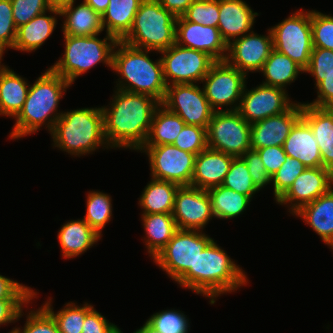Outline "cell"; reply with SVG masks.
Masks as SVG:
<instances>
[{"label": "cell", "mask_w": 333, "mask_h": 333, "mask_svg": "<svg viewBox=\"0 0 333 333\" xmlns=\"http://www.w3.org/2000/svg\"><path fill=\"white\" fill-rule=\"evenodd\" d=\"M133 333H160V332L156 330L152 325H150L147 321H145L143 326L134 331Z\"/></svg>", "instance_id": "obj_56"}, {"label": "cell", "mask_w": 333, "mask_h": 333, "mask_svg": "<svg viewBox=\"0 0 333 333\" xmlns=\"http://www.w3.org/2000/svg\"><path fill=\"white\" fill-rule=\"evenodd\" d=\"M288 157L302 162L307 168L322 167L321 152L310 126L300 118L283 143Z\"/></svg>", "instance_id": "obj_25"}, {"label": "cell", "mask_w": 333, "mask_h": 333, "mask_svg": "<svg viewBox=\"0 0 333 333\" xmlns=\"http://www.w3.org/2000/svg\"><path fill=\"white\" fill-rule=\"evenodd\" d=\"M333 187V173L324 167L306 168L276 201L287 205L292 215Z\"/></svg>", "instance_id": "obj_18"}, {"label": "cell", "mask_w": 333, "mask_h": 333, "mask_svg": "<svg viewBox=\"0 0 333 333\" xmlns=\"http://www.w3.org/2000/svg\"><path fill=\"white\" fill-rule=\"evenodd\" d=\"M234 158L207 147L196 155L191 186L208 190L222 185Z\"/></svg>", "instance_id": "obj_22"}, {"label": "cell", "mask_w": 333, "mask_h": 333, "mask_svg": "<svg viewBox=\"0 0 333 333\" xmlns=\"http://www.w3.org/2000/svg\"><path fill=\"white\" fill-rule=\"evenodd\" d=\"M309 74H327L333 72V51L313 47L308 67L304 70Z\"/></svg>", "instance_id": "obj_50"}, {"label": "cell", "mask_w": 333, "mask_h": 333, "mask_svg": "<svg viewBox=\"0 0 333 333\" xmlns=\"http://www.w3.org/2000/svg\"><path fill=\"white\" fill-rule=\"evenodd\" d=\"M148 157L151 177L191 186L196 154L172 145L143 146L140 150Z\"/></svg>", "instance_id": "obj_13"}, {"label": "cell", "mask_w": 333, "mask_h": 333, "mask_svg": "<svg viewBox=\"0 0 333 333\" xmlns=\"http://www.w3.org/2000/svg\"><path fill=\"white\" fill-rule=\"evenodd\" d=\"M83 220L101 237L102 229L112 219V198L101 191H89Z\"/></svg>", "instance_id": "obj_37"}, {"label": "cell", "mask_w": 333, "mask_h": 333, "mask_svg": "<svg viewBox=\"0 0 333 333\" xmlns=\"http://www.w3.org/2000/svg\"><path fill=\"white\" fill-rule=\"evenodd\" d=\"M307 167L297 159L288 157L279 170L271 177L274 200L277 201Z\"/></svg>", "instance_id": "obj_40"}, {"label": "cell", "mask_w": 333, "mask_h": 333, "mask_svg": "<svg viewBox=\"0 0 333 333\" xmlns=\"http://www.w3.org/2000/svg\"><path fill=\"white\" fill-rule=\"evenodd\" d=\"M259 13L243 0H219L218 29L229 45L233 40L253 31L255 18Z\"/></svg>", "instance_id": "obj_21"}, {"label": "cell", "mask_w": 333, "mask_h": 333, "mask_svg": "<svg viewBox=\"0 0 333 333\" xmlns=\"http://www.w3.org/2000/svg\"><path fill=\"white\" fill-rule=\"evenodd\" d=\"M295 103L283 88L259 84L248 90L245 85L237 111L252 124L282 114Z\"/></svg>", "instance_id": "obj_15"}, {"label": "cell", "mask_w": 333, "mask_h": 333, "mask_svg": "<svg viewBox=\"0 0 333 333\" xmlns=\"http://www.w3.org/2000/svg\"><path fill=\"white\" fill-rule=\"evenodd\" d=\"M185 125L180 116L160 104L154 112L144 146L172 145Z\"/></svg>", "instance_id": "obj_34"}, {"label": "cell", "mask_w": 333, "mask_h": 333, "mask_svg": "<svg viewBox=\"0 0 333 333\" xmlns=\"http://www.w3.org/2000/svg\"><path fill=\"white\" fill-rule=\"evenodd\" d=\"M264 163L267 173L272 177L286 161L287 155L282 146L256 149Z\"/></svg>", "instance_id": "obj_52"}, {"label": "cell", "mask_w": 333, "mask_h": 333, "mask_svg": "<svg viewBox=\"0 0 333 333\" xmlns=\"http://www.w3.org/2000/svg\"><path fill=\"white\" fill-rule=\"evenodd\" d=\"M57 17H60V12L58 6L54 5L48 11L35 16L27 24L18 27L13 49L29 53L40 48L52 35L57 25Z\"/></svg>", "instance_id": "obj_26"}, {"label": "cell", "mask_w": 333, "mask_h": 333, "mask_svg": "<svg viewBox=\"0 0 333 333\" xmlns=\"http://www.w3.org/2000/svg\"><path fill=\"white\" fill-rule=\"evenodd\" d=\"M177 17L156 0H144L133 21L129 33L122 42L139 49L156 53L176 43Z\"/></svg>", "instance_id": "obj_7"}, {"label": "cell", "mask_w": 333, "mask_h": 333, "mask_svg": "<svg viewBox=\"0 0 333 333\" xmlns=\"http://www.w3.org/2000/svg\"><path fill=\"white\" fill-rule=\"evenodd\" d=\"M76 304L77 303L74 302H68L63 306L64 308L54 312L52 298L49 297L42 306L55 319L60 333H82L85 316L94 306L88 302H84L82 306Z\"/></svg>", "instance_id": "obj_36"}, {"label": "cell", "mask_w": 333, "mask_h": 333, "mask_svg": "<svg viewBox=\"0 0 333 333\" xmlns=\"http://www.w3.org/2000/svg\"><path fill=\"white\" fill-rule=\"evenodd\" d=\"M273 48L305 70L312 53L311 10H296L288 18L270 28Z\"/></svg>", "instance_id": "obj_9"}, {"label": "cell", "mask_w": 333, "mask_h": 333, "mask_svg": "<svg viewBox=\"0 0 333 333\" xmlns=\"http://www.w3.org/2000/svg\"><path fill=\"white\" fill-rule=\"evenodd\" d=\"M311 29L313 47L333 51V16L311 10Z\"/></svg>", "instance_id": "obj_42"}, {"label": "cell", "mask_w": 333, "mask_h": 333, "mask_svg": "<svg viewBox=\"0 0 333 333\" xmlns=\"http://www.w3.org/2000/svg\"><path fill=\"white\" fill-rule=\"evenodd\" d=\"M11 5L17 28L54 6L50 0H11Z\"/></svg>", "instance_id": "obj_45"}, {"label": "cell", "mask_w": 333, "mask_h": 333, "mask_svg": "<svg viewBox=\"0 0 333 333\" xmlns=\"http://www.w3.org/2000/svg\"><path fill=\"white\" fill-rule=\"evenodd\" d=\"M30 310L26 315L24 327H14L15 333H60L52 315L43 307Z\"/></svg>", "instance_id": "obj_43"}, {"label": "cell", "mask_w": 333, "mask_h": 333, "mask_svg": "<svg viewBox=\"0 0 333 333\" xmlns=\"http://www.w3.org/2000/svg\"><path fill=\"white\" fill-rule=\"evenodd\" d=\"M50 134L53 147L73 157L93 154L101 146L103 149L110 148L104 134L101 107L63 111Z\"/></svg>", "instance_id": "obj_5"}, {"label": "cell", "mask_w": 333, "mask_h": 333, "mask_svg": "<svg viewBox=\"0 0 333 333\" xmlns=\"http://www.w3.org/2000/svg\"><path fill=\"white\" fill-rule=\"evenodd\" d=\"M222 186L227 187L235 192L244 194L251 199L259 192L253 184L247 164L241 157L234 158L229 172L226 174Z\"/></svg>", "instance_id": "obj_38"}, {"label": "cell", "mask_w": 333, "mask_h": 333, "mask_svg": "<svg viewBox=\"0 0 333 333\" xmlns=\"http://www.w3.org/2000/svg\"><path fill=\"white\" fill-rule=\"evenodd\" d=\"M313 76L317 98L307 104L319 108H333V72L327 74H309Z\"/></svg>", "instance_id": "obj_47"}, {"label": "cell", "mask_w": 333, "mask_h": 333, "mask_svg": "<svg viewBox=\"0 0 333 333\" xmlns=\"http://www.w3.org/2000/svg\"><path fill=\"white\" fill-rule=\"evenodd\" d=\"M301 118L317 140L322 167L333 173V108H319L303 102Z\"/></svg>", "instance_id": "obj_23"}, {"label": "cell", "mask_w": 333, "mask_h": 333, "mask_svg": "<svg viewBox=\"0 0 333 333\" xmlns=\"http://www.w3.org/2000/svg\"><path fill=\"white\" fill-rule=\"evenodd\" d=\"M174 16H182L195 0H156Z\"/></svg>", "instance_id": "obj_54"}, {"label": "cell", "mask_w": 333, "mask_h": 333, "mask_svg": "<svg viewBox=\"0 0 333 333\" xmlns=\"http://www.w3.org/2000/svg\"><path fill=\"white\" fill-rule=\"evenodd\" d=\"M160 333H188L190 322L180 310L167 309L154 313L146 320Z\"/></svg>", "instance_id": "obj_39"}, {"label": "cell", "mask_w": 333, "mask_h": 333, "mask_svg": "<svg viewBox=\"0 0 333 333\" xmlns=\"http://www.w3.org/2000/svg\"><path fill=\"white\" fill-rule=\"evenodd\" d=\"M176 43L182 47L203 51L215 61H225L228 45L218 27L205 26L177 17Z\"/></svg>", "instance_id": "obj_19"}, {"label": "cell", "mask_w": 333, "mask_h": 333, "mask_svg": "<svg viewBox=\"0 0 333 333\" xmlns=\"http://www.w3.org/2000/svg\"><path fill=\"white\" fill-rule=\"evenodd\" d=\"M172 216L180 230L203 231L214 218L207 190L180 186L175 195Z\"/></svg>", "instance_id": "obj_16"}, {"label": "cell", "mask_w": 333, "mask_h": 333, "mask_svg": "<svg viewBox=\"0 0 333 333\" xmlns=\"http://www.w3.org/2000/svg\"><path fill=\"white\" fill-rule=\"evenodd\" d=\"M259 72L263 73L265 78L261 84L286 90L287 85L295 82L304 70L289 57L273 48Z\"/></svg>", "instance_id": "obj_33"}, {"label": "cell", "mask_w": 333, "mask_h": 333, "mask_svg": "<svg viewBox=\"0 0 333 333\" xmlns=\"http://www.w3.org/2000/svg\"><path fill=\"white\" fill-rule=\"evenodd\" d=\"M247 77L226 61H216L202 80L203 90L211 107L215 111L238 110Z\"/></svg>", "instance_id": "obj_11"}, {"label": "cell", "mask_w": 333, "mask_h": 333, "mask_svg": "<svg viewBox=\"0 0 333 333\" xmlns=\"http://www.w3.org/2000/svg\"><path fill=\"white\" fill-rule=\"evenodd\" d=\"M101 238L83 219L64 223L57 236L61 254L65 259H73L83 254Z\"/></svg>", "instance_id": "obj_28"}, {"label": "cell", "mask_w": 333, "mask_h": 333, "mask_svg": "<svg viewBox=\"0 0 333 333\" xmlns=\"http://www.w3.org/2000/svg\"><path fill=\"white\" fill-rule=\"evenodd\" d=\"M34 290L0 274V299H32Z\"/></svg>", "instance_id": "obj_51"}, {"label": "cell", "mask_w": 333, "mask_h": 333, "mask_svg": "<svg viewBox=\"0 0 333 333\" xmlns=\"http://www.w3.org/2000/svg\"><path fill=\"white\" fill-rule=\"evenodd\" d=\"M197 84H172L167 86L161 103L169 111L180 116L186 125L207 129L215 110L205 96L203 87Z\"/></svg>", "instance_id": "obj_14"}, {"label": "cell", "mask_w": 333, "mask_h": 333, "mask_svg": "<svg viewBox=\"0 0 333 333\" xmlns=\"http://www.w3.org/2000/svg\"><path fill=\"white\" fill-rule=\"evenodd\" d=\"M159 53L167 86L201 83L216 62L203 51L185 48L177 43Z\"/></svg>", "instance_id": "obj_12"}, {"label": "cell", "mask_w": 333, "mask_h": 333, "mask_svg": "<svg viewBox=\"0 0 333 333\" xmlns=\"http://www.w3.org/2000/svg\"><path fill=\"white\" fill-rule=\"evenodd\" d=\"M52 2L53 5H60L62 3H65L67 1H71V0H50Z\"/></svg>", "instance_id": "obj_57"}, {"label": "cell", "mask_w": 333, "mask_h": 333, "mask_svg": "<svg viewBox=\"0 0 333 333\" xmlns=\"http://www.w3.org/2000/svg\"><path fill=\"white\" fill-rule=\"evenodd\" d=\"M180 185L151 178L140 195L139 206L146 214H172L174 208L175 195Z\"/></svg>", "instance_id": "obj_31"}, {"label": "cell", "mask_w": 333, "mask_h": 333, "mask_svg": "<svg viewBox=\"0 0 333 333\" xmlns=\"http://www.w3.org/2000/svg\"><path fill=\"white\" fill-rule=\"evenodd\" d=\"M115 326L93 307L85 316L82 333H110Z\"/></svg>", "instance_id": "obj_53"}, {"label": "cell", "mask_w": 333, "mask_h": 333, "mask_svg": "<svg viewBox=\"0 0 333 333\" xmlns=\"http://www.w3.org/2000/svg\"><path fill=\"white\" fill-rule=\"evenodd\" d=\"M302 102H297L282 114L251 124V149L283 146L291 128L301 118Z\"/></svg>", "instance_id": "obj_20"}, {"label": "cell", "mask_w": 333, "mask_h": 333, "mask_svg": "<svg viewBox=\"0 0 333 333\" xmlns=\"http://www.w3.org/2000/svg\"><path fill=\"white\" fill-rule=\"evenodd\" d=\"M37 293L34 290L32 299H0V326L20 320L24 315V307L28 309L29 306L27 305L30 304L31 300L37 298Z\"/></svg>", "instance_id": "obj_49"}, {"label": "cell", "mask_w": 333, "mask_h": 333, "mask_svg": "<svg viewBox=\"0 0 333 333\" xmlns=\"http://www.w3.org/2000/svg\"><path fill=\"white\" fill-rule=\"evenodd\" d=\"M208 148L235 158L251 150V124L236 111H215L207 129Z\"/></svg>", "instance_id": "obj_10"}, {"label": "cell", "mask_w": 333, "mask_h": 333, "mask_svg": "<svg viewBox=\"0 0 333 333\" xmlns=\"http://www.w3.org/2000/svg\"><path fill=\"white\" fill-rule=\"evenodd\" d=\"M294 216L303 219L324 244L333 245V187L313 202L301 207Z\"/></svg>", "instance_id": "obj_27"}, {"label": "cell", "mask_w": 333, "mask_h": 333, "mask_svg": "<svg viewBox=\"0 0 333 333\" xmlns=\"http://www.w3.org/2000/svg\"><path fill=\"white\" fill-rule=\"evenodd\" d=\"M182 16L190 22L217 27L219 0H195Z\"/></svg>", "instance_id": "obj_41"}, {"label": "cell", "mask_w": 333, "mask_h": 333, "mask_svg": "<svg viewBox=\"0 0 333 333\" xmlns=\"http://www.w3.org/2000/svg\"><path fill=\"white\" fill-rule=\"evenodd\" d=\"M247 278L246 272L213 239L199 253L196 271H187L176 283L209 298L212 305L217 297L235 292L249 283Z\"/></svg>", "instance_id": "obj_2"}, {"label": "cell", "mask_w": 333, "mask_h": 333, "mask_svg": "<svg viewBox=\"0 0 333 333\" xmlns=\"http://www.w3.org/2000/svg\"><path fill=\"white\" fill-rule=\"evenodd\" d=\"M273 49V37L270 28L266 35L251 31L233 40L228 45L225 61L232 67L244 72H259Z\"/></svg>", "instance_id": "obj_17"}, {"label": "cell", "mask_w": 333, "mask_h": 333, "mask_svg": "<svg viewBox=\"0 0 333 333\" xmlns=\"http://www.w3.org/2000/svg\"><path fill=\"white\" fill-rule=\"evenodd\" d=\"M110 333H123L121 329L116 325Z\"/></svg>", "instance_id": "obj_58"}, {"label": "cell", "mask_w": 333, "mask_h": 333, "mask_svg": "<svg viewBox=\"0 0 333 333\" xmlns=\"http://www.w3.org/2000/svg\"><path fill=\"white\" fill-rule=\"evenodd\" d=\"M141 221L147 253L154 259L178 230L175 219L172 214L160 213L141 215Z\"/></svg>", "instance_id": "obj_32"}, {"label": "cell", "mask_w": 333, "mask_h": 333, "mask_svg": "<svg viewBox=\"0 0 333 333\" xmlns=\"http://www.w3.org/2000/svg\"><path fill=\"white\" fill-rule=\"evenodd\" d=\"M98 36L63 35L64 54L49 68L71 85L79 76L101 62L112 69L113 51L118 40L107 33L104 39Z\"/></svg>", "instance_id": "obj_6"}, {"label": "cell", "mask_w": 333, "mask_h": 333, "mask_svg": "<svg viewBox=\"0 0 333 333\" xmlns=\"http://www.w3.org/2000/svg\"><path fill=\"white\" fill-rule=\"evenodd\" d=\"M144 0H110L102 14L105 32L121 41L130 31L134 17Z\"/></svg>", "instance_id": "obj_30"}, {"label": "cell", "mask_w": 333, "mask_h": 333, "mask_svg": "<svg viewBox=\"0 0 333 333\" xmlns=\"http://www.w3.org/2000/svg\"><path fill=\"white\" fill-rule=\"evenodd\" d=\"M241 158L247 164L253 184L259 191L269 183L271 184V177L267 173L264 163L256 150L251 149L247 151Z\"/></svg>", "instance_id": "obj_48"}, {"label": "cell", "mask_w": 333, "mask_h": 333, "mask_svg": "<svg viewBox=\"0 0 333 333\" xmlns=\"http://www.w3.org/2000/svg\"><path fill=\"white\" fill-rule=\"evenodd\" d=\"M71 84L50 68L30 85L22 110L15 117V124L9 137L12 140L37 133L45 125L52 132L63 112L58 111L60 99Z\"/></svg>", "instance_id": "obj_3"}, {"label": "cell", "mask_w": 333, "mask_h": 333, "mask_svg": "<svg viewBox=\"0 0 333 333\" xmlns=\"http://www.w3.org/2000/svg\"><path fill=\"white\" fill-rule=\"evenodd\" d=\"M213 240L200 230L178 229L153 259L169 278L177 282L187 271H196V260Z\"/></svg>", "instance_id": "obj_8"}, {"label": "cell", "mask_w": 333, "mask_h": 333, "mask_svg": "<svg viewBox=\"0 0 333 333\" xmlns=\"http://www.w3.org/2000/svg\"><path fill=\"white\" fill-rule=\"evenodd\" d=\"M8 333H15V331H14V329H12L10 332H8Z\"/></svg>", "instance_id": "obj_59"}, {"label": "cell", "mask_w": 333, "mask_h": 333, "mask_svg": "<svg viewBox=\"0 0 333 333\" xmlns=\"http://www.w3.org/2000/svg\"><path fill=\"white\" fill-rule=\"evenodd\" d=\"M211 200L214 218L233 219L243 214L251 198L222 185L207 190Z\"/></svg>", "instance_id": "obj_35"}, {"label": "cell", "mask_w": 333, "mask_h": 333, "mask_svg": "<svg viewBox=\"0 0 333 333\" xmlns=\"http://www.w3.org/2000/svg\"><path fill=\"white\" fill-rule=\"evenodd\" d=\"M151 51L118 41L113 51L112 70L119 76L117 89L149 95L162 103L167 84L161 58L153 61L148 55Z\"/></svg>", "instance_id": "obj_4"}, {"label": "cell", "mask_w": 333, "mask_h": 333, "mask_svg": "<svg viewBox=\"0 0 333 333\" xmlns=\"http://www.w3.org/2000/svg\"><path fill=\"white\" fill-rule=\"evenodd\" d=\"M75 1L71 0L58 5L60 16L65 18L62 22L63 35H100L104 31L102 16L94 11L84 0L77 6H74Z\"/></svg>", "instance_id": "obj_24"}, {"label": "cell", "mask_w": 333, "mask_h": 333, "mask_svg": "<svg viewBox=\"0 0 333 333\" xmlns=\"http://www.w3.org/2000/svg\"><path fill=\"white\" fill-rule=\"evenodd\" d=\"M94 11L101 16L107 10L110 0H84Z\"/></svg>", "instance_id": "obj_55"}, {"label": "cell", "mask_w": 333, "mask_h": 333, "mask_svg": "<svg viewBox=\"0 0 333 333\" xmlns=\"http://www.w3.org/2000/svg\"><path fill=\"white\" fill-rule=\"evenodd\" d=\"M173 145L183 151L199 154L208 147L206 128L197 125H185Z\"/></svg>", "instance_id": "obj_44"}, {"label": "cell", "mask_w": 333, "mask_h": 333, "mask_svg": "<svg viewBox=\"0 0 333 333\" xmlns=\"http://www.w3.org/2000/svg\"><path fill=\"white\" fill-rule=\"evenodd\" d=\"M9 66L0 63V116L15 118L26 101L30 84Z\"/></svg>", "instance_id": "obj_29"}, {"label": "cell", "mask_w": 333, "mask_h": 333, "mask_svg": "<svg viewBox=\"0 0 333 333\" xmlns=\"http://www.w3.org/2000/svg\"><path fill=\"white\" fill-rule=\"evenodd\" d=\"M160 104L149 95L115 87L109 105L101 106L109 147L139 151L146 143L154 112Z\"/></svg>", "instance_id": "obj_1"}, {"label": "cell", "mask_w": 333, "mask_h": 333, "mask_svg": "<svg viewBox=\"0 0 333 333\" xmlns=\"http://www.w3.org/2000/svg\"><path fill=\"white\" fill-rule=\"evenodd\" d=\"M17 27L13 20L11 0H0V54L13 49Z\"/></svg>", "instance_id": "obj_46"}]
</instances>
